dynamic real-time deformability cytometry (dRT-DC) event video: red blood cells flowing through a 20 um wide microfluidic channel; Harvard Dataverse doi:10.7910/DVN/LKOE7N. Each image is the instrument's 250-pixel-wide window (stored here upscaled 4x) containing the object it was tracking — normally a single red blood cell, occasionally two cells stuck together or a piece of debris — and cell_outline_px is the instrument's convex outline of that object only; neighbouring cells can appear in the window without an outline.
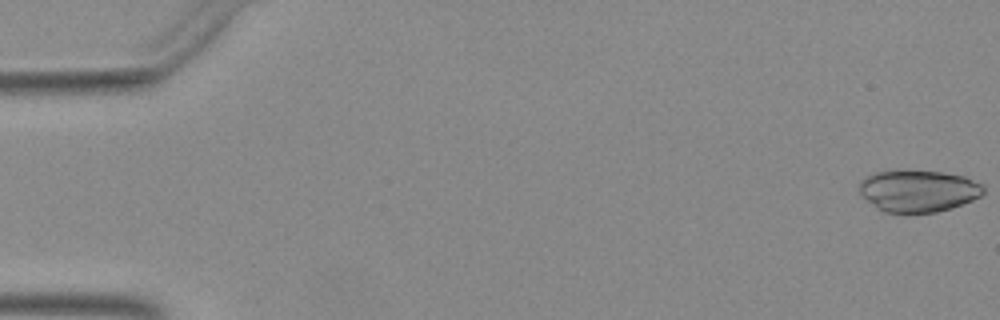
{"species": "Egyptian fruit bat (a non-hibernating species)", "species_latin": "Rousettus aegyptiacus", "temperature_condition": "warm", "stored_images_in_passage": 51, "camera_frame_rate_fps": 3000, "um_per_image_px": 0.085, "animal": {"sex": "female"}, "frame": {"image": 1, "passage_image": 1, "time_ms": 0.0, "image_size_px": [1000, 320], "cell_outline_px": [[984, 192], [980, 196], [972, 200], [936, 212], [884, 212], [876, 208], [860, 192], [860, 180], [876, 172], [944, 172], [964, 176], [984, 184]], "centroid_in_image_um": [78.09, 16.23], "position_along_channel_um": 6.9, "area_um2": 29.54}}
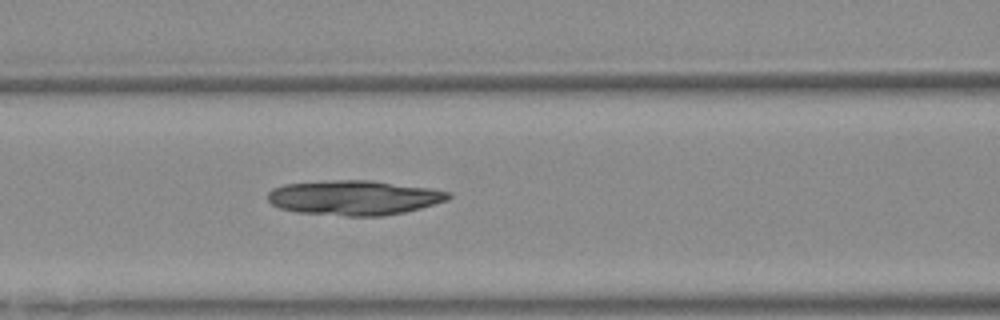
{"frame": {"image": 2, "passage_image": 22, "time_ms": 7.0, "image_size_px": [1000, 320], "cell_outline_px": [[452, 196], [448, 200], [420, 208], [404, 212], [384, 216], [344, 216], [296, 212], [280, 208], [272, 204], [268, 200], [268, 192], [272, 188], [284, 184], [332, 180], [368, 180], [428, 188], [452, 192]], "centroid_in_image_um": [30.09, 16.81], "position_along_channel_um": 136.5, "area_um2": 36.59}}
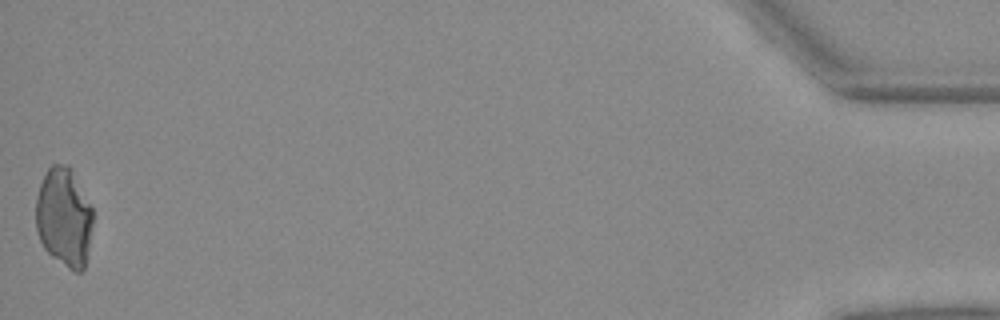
{"frame": {"image": 3, "passage_image": 51, "time_ms": 16.667, "image_size_px": [1000, 320], "cell_outline_px": [[92, 228], [84, 268], [80, 272], [72, 272], [52, 256], [44, 248], [40, 240], [36, 228], [36, 196], [40, 184], [48, 168], [52, 164], [68, 164], [72, 168], [92, 208]], "centroid_in_image_um": [5.44, 18.45], "position_along_channel_um": 429.8, "area_um2": 33.0}}